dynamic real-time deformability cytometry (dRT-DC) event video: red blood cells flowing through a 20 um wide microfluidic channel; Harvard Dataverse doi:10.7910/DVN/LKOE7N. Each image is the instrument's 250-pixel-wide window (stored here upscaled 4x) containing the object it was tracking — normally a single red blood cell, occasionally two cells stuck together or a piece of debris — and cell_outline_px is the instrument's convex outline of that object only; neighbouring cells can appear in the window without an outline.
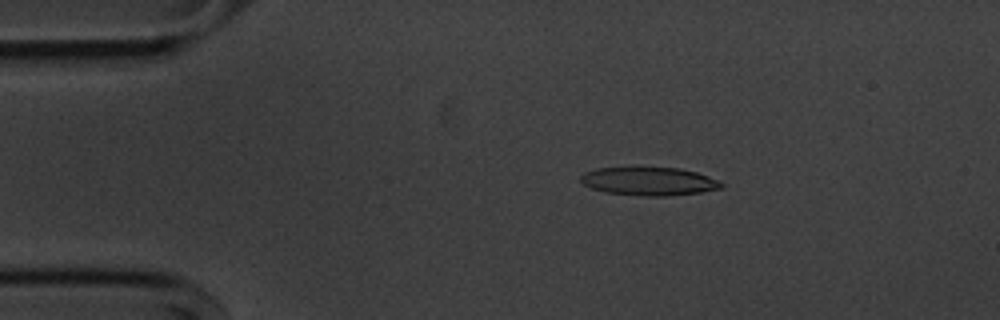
{"species": "common noctule bat (a hibernating species)", "species_latin": "Nyctalus noctula", "temperature_condition": "cold", "stored_images_in_passage": 55, "camera_frame_rate_fps": 3000, "um_per_image_px": 0.085, "animal": {"sex": "male", "body_mass_g": 20.1, "forearm_length_mm": 53.5}, "frame": {"image": 1, "passage_image": 10, "time_ms": 3.0, "image_size_px": [1000, 320], "cell_outline_px": [[724, 188], [700, 192], [668, 196], [644, 196], [608, 192], [592, 188], [584, 184], [580, 180], [580, 176], [584, 172], [596, 168], [680, 168], [696, 172], [708, 176], [724, 184]], "centroid_in_image_um": [55.18, 15.41], "position_along_channel_um": 29.8, "area_um2": 22.95}}
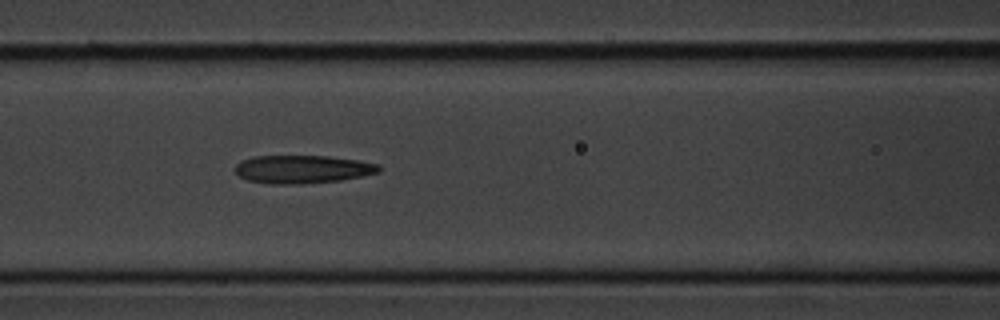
{"frame": {"image": 2, "passage_image": 23, "time_ms": 7.333, "image_size_px": [1000, 320], "cell_outline_px": [[380, 172], [340, 180], [300, 184], [272, 184], [248, 180], [240, 176], [236, 172], [236, 164], [240, 160], [256, 156], [328, 156], [356, 160], [380, 164]], "centroid_in_image_um": [25.7, 14.38], "position_along_channel_um": 140.9, "area_um2": 23.41}}
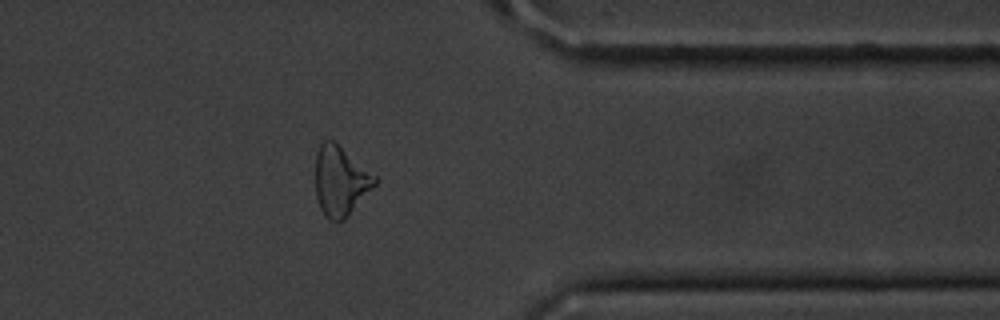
{"frame": {"image": 3, "passage_image": 44, "time_ms": 14.333, "image_size_px": [1000, 320], "cell_outline_px": [[376, 184], [348, 216], [344, 220], [328, 220], [324, 216], [320, 208], [316, 196], [316, 152], [320, 144], [324, 140], [332, 140], [376, 176]], "centroid_in_image_um": [28.92, 15.4], "position_along_channel_um": 382.5, "area_um2": 23.76}, "authors_computed_cell_mechanics": {"area_um2": 23.4668, "velocity_mm_per_s": 3.6191, "shape_relaxation_time_tau1_ms": 5.1974, "shape_relaxation_time_tau2_ms": 3.5958, "deformation_change_tau1": 0.1773, "deformation_change_tau2": 0.1572}}